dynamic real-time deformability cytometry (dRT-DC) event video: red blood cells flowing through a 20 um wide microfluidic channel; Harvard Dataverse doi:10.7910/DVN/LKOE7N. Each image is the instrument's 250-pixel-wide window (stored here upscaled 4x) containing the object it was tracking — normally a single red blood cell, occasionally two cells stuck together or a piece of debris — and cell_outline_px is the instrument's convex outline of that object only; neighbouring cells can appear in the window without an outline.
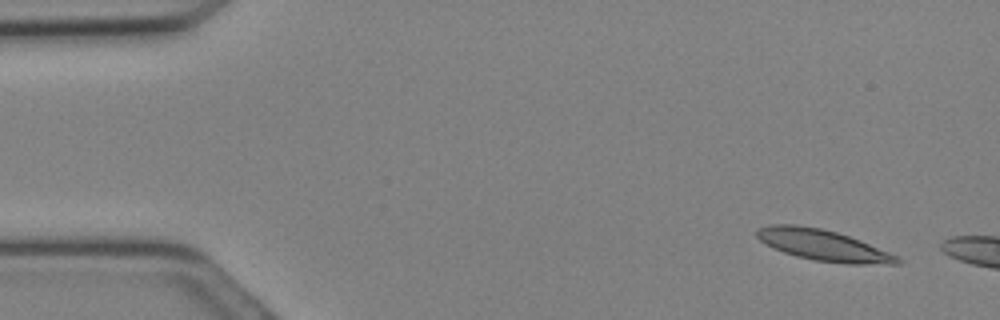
{"species": "Egyptian fruit bat (a non-hibernating species)", "species_latin": "Rousettus aegyptiacus", "temperature_condition": "cold", "stored_images_in_passage": 5, "camera_frame_rate_fps": 3000, "um_per_image_px": 0.085, "animal": {"sex": "female"}, "frame": {"image": 1, "passage_image": 2, "time_ms": 0.333, "image_size_px": [1000, 320], "cell_outline_px": [[900, 264], [848, 264], [816, 260], [796, 256], [772, 248], [760, 240], [756, 236], [756, 232], [760, 228], [768, 224], [796, 224], [820, 228], [836, 232], [860, 240], [900, 256]], "centroid_in_image_um": [69.98, 20.84], "position_along_channel_um": 15.0, "area_um2": 25.37}}